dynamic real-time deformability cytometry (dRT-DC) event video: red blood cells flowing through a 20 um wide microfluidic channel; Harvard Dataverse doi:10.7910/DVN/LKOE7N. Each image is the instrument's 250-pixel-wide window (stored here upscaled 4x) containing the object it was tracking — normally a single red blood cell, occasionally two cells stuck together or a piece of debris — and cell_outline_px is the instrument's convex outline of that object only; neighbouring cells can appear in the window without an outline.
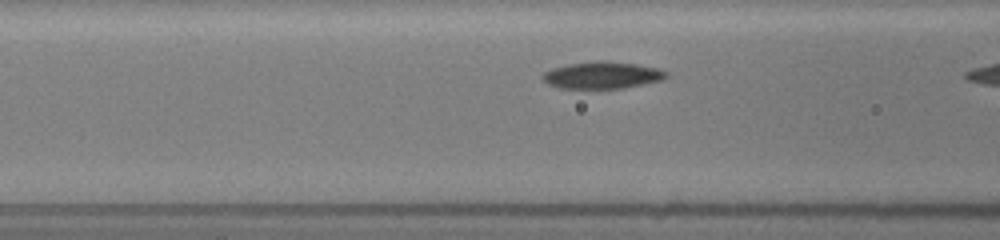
{"species": "common noctule bat (a hibernating species)", "species_latin": "Nyctalus noctula", "temperature_condition": "room temperature", "stored_images_in_passage": 14, "camera_frame_rate_fps": 3000, "um_per_image_px": 0.085, "animal": {"sex": "female", "body_mass_g": 19.5, "forearm_length_mm": 54.1}, "frame": {"image": 1, "passage_image": 7, "time_ms": 1.333, "image_size_px": [1000, 240], "cell_outline_px": [[668, 76], [660, 80], [644, 84], [624, 88], [560, 88], [548, 84], [540, 76], [544, 72], [552, 68], [568, 64], [596, 60], [608, 60], [636, 64], [660, 68], [668, 72]], "centroid_in_image_um": [51.2, 6.37], "position_along_channel_um": 115.4, "area_um2": 19.59}}
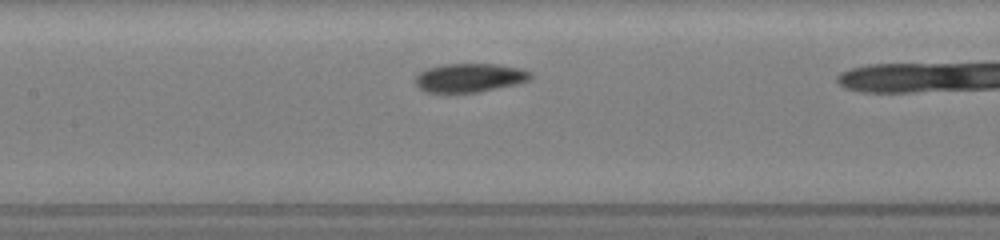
{"frame": {"image": 2, "passage_image": 13, "time_ms": 2.667, "image_size_px": [1000, 240], "cell_outline_px": [[532, 76], [528, 80], [516, 84], [476, 92], [424, 92], [416, 84], [416, 76], [420, 72], [428, 68], [444, 64], [496, 64], [520, 68], [532, 72]], "centroid_in_image_um": [39.92, 6.6], "position_along_channel_um": 167.5, "area_um2": 19.07}}